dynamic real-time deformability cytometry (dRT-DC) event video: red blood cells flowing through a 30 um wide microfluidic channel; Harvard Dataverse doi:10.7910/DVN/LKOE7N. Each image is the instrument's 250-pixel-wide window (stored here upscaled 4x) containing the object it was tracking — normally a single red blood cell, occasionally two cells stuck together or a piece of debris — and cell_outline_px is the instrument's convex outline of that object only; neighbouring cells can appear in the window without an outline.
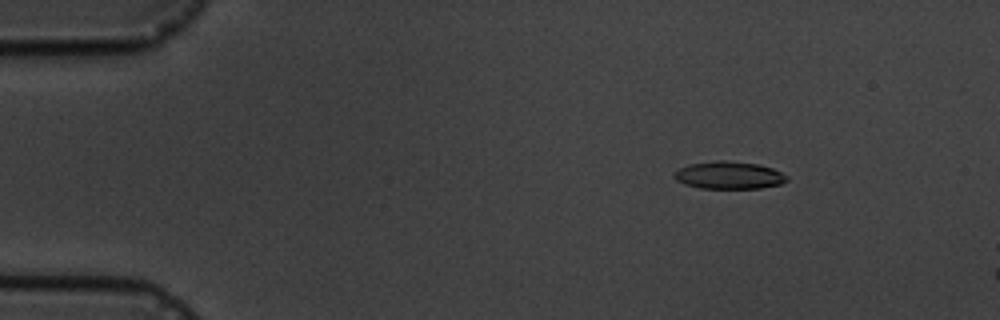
{"species": "common noctule bat (a hibernating species)", "species_latin": "Nyctalus noctula", "temperature_condition": "cold", "stored_images_in_passage": 4, "camera_frame_rate_fps": 3000, "um_per_image_px": 0.085, "animal": {"sex": "male", "body_mass_g": 19.5, "forearm_length_mm": 54.6}, "frame": {"image": 1, "passage_image": 2, "time_ms": 2.0, "image_size_px": [1000, 320], "cell_outline_px": [[788, 180], [780, 184], [760, 188], [700, 188], [684, 184], [676, 180], [672, 176], [672, 172], [688, 164], [716, 160], [724, 160], [760, 164], [772, 168], [788, 176]], "centroid_in_image_um": [61.93, 14.89], "position_along_channel_um": 23.1, "area_um2": 18.21}}